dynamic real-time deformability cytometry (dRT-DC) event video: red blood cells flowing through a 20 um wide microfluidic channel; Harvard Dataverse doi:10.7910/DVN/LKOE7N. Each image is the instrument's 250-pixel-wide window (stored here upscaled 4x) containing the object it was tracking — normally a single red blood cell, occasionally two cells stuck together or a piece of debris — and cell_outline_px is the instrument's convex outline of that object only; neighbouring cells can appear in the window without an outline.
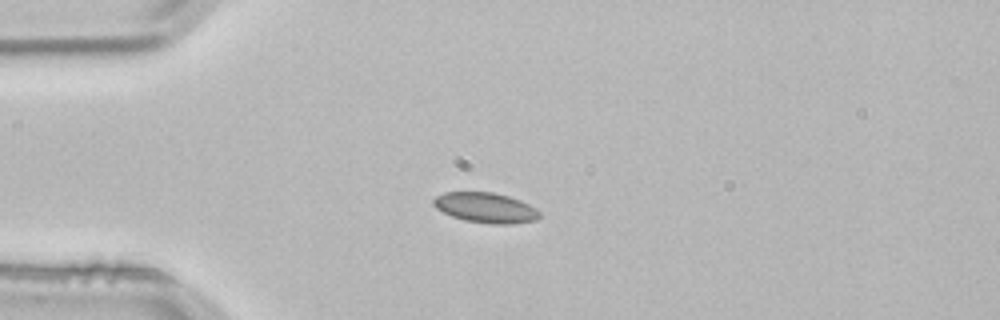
{"species": "common noctule bat (a hibernating species)", "species_latin": "Nyctalus noctula", "temperature_condition": "room temperature", "stored_images_in_passage": 3, "camera_frame_rate_fps": 3000, "um_per_image_px": 0.085, "animal": {"sex": "male", "body_mass_g": 21.5, "forearm_length_mm": 52.0}, "frame": {"image": 1, "passage_image": 2, "time_ms": 0.333, "image_size_px": [1000, 320], "cell_outline_px": [[540, 216], [536, 220], [512, 224], [492, 224], [464, 220], [452, 216], [436, 208], [432, 204], [432, 200], [436, 196], [444, 192], [492, 192], [508, 196], [520, 200], [536, 208], [540, 212]], "centroid_in_image_um": [41.27, 17.65], "position_along_channel_um": 43.7, "area_um2": 18.67}}